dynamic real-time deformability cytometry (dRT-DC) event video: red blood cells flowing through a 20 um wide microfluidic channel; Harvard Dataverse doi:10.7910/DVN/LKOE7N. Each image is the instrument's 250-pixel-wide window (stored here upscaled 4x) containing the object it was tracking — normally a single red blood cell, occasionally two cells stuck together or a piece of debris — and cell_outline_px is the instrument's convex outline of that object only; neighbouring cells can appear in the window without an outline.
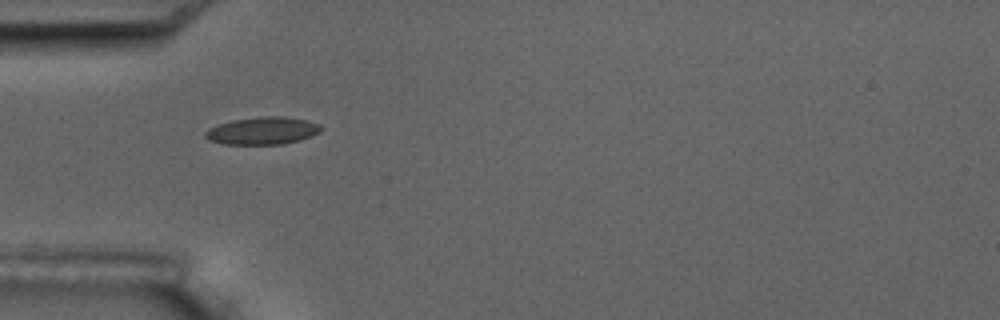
{"species": "common noctule bat (a hibernating species)", "species_latin": "Nyctalus noctula", "temperature_condition": "room temperature", "stored_images_in_passage": 2, "camera_frame_rate_fps": 3000, "um_per_image_px": 0.085, "animal": {"sex": "male", "body_mass_g": 17.5, "forearm_length_mm": 52.3}, "frame": {"image": 1, "passage_image": 1, "time_ms": 0.0, "image_size_px": [1000, 320], "cell_outline_px": [[324, 128], [320, 132], [312, 136], [300, 140], [280, 144], [224, 144], [208, 140], [204, 136], [204, 132], [208, 128], [232, 120], [260, 116], [284, 116], [308, 120], [320, 124]], "centroid_in_image_um": [22.34, 11.1], "position_along_channel_um": 62.7, "area_um2": 18.73}}